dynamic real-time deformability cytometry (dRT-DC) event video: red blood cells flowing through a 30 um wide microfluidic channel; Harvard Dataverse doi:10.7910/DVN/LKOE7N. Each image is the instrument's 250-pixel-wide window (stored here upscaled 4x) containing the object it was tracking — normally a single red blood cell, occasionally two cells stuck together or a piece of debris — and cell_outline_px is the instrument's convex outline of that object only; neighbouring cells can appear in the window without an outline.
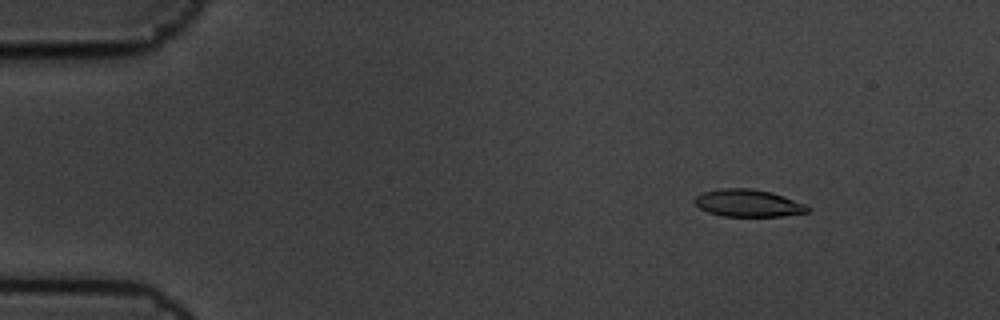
{"species": "common noctule bat (a hibernating species)", "species_latin": "Nyctalus noctula", "temperature_condition": "cold", "stored_images_in_passage": 5, "camera_frame_rate_fps": 3000, "um_per_image_px": 0.085, "animal": {"sex": "male", "body_mass_g": 19.5, "forearm_length_mm": 54.6}, "frame": {"image": 1, "passage_image": 1, "time_ms": 0.0, "image_size_px": [1000, 320], "cell_outline_px": [[812, 208], [808, 212], [780, 216], [724, 216], [708, 212], [700, 208], [692, 200], [696, 196], [704, 192], [720, 188], [752, 188], [784, 196], [808, 204]], "centroid_in_image_um": [63.62, 17.26], "position_along_channel_um": 21.4, "area_um2": 18.03}}
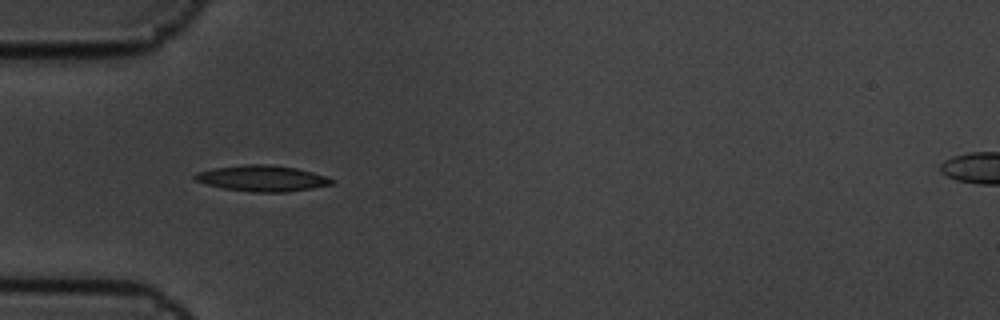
{"frame": {"image": 2, "passage_image": 4, "time_ms": 1.0, "image_size_px": [1000, 320], "cell_outline_px": [[336, 180], [332, 184], [312, 188], [288, 192], [252, 192], [224, 188], [204, 184], [192, 180], [192, 176], [196, 172], [212, 168], [248, 164], [272, 164], [296, 168], [312, 172]], "centroid_in_image_um": [22.23, 15.15], "position_along_channel_um": 62.8, "area_um2": 20.87}}
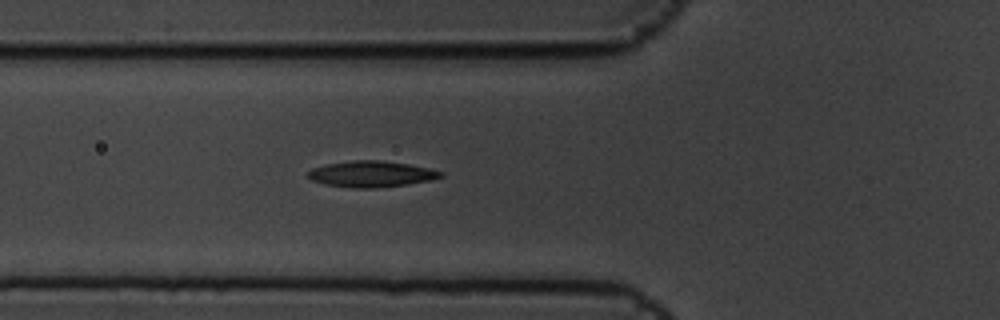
{"frame": {"image": 3, "passage_image": 5, "time_ms": 1.333, "image_size_px": [1000, 320], "cell_outline_px": [[444, 176], [428, 180], [408, 184], [376, 188], [352, 188], [324, 184], [312, 180], [308, 176], [308, 172], [312, 168], [324, 164], [352, 160], [384, 160], [408, 164], [428, 168], [444, 172]], "centroid_in_image_um": [31.54, 14.78], "position_along_channel_um": 94.3, "area_um2": 20.23}}